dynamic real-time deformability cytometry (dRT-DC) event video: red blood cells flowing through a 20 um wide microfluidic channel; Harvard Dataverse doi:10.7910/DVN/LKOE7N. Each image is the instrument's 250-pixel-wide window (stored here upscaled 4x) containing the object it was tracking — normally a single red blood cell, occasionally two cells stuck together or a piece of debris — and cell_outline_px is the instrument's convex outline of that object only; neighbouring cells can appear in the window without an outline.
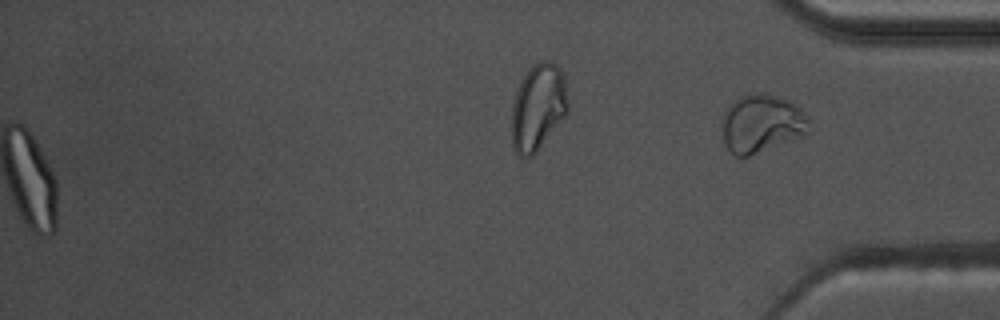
{"species": "common noctule bat (a hibernating species)", "species_latin": "Nyctalus noctula", "temperature_condition": "warm", "stored_images_in_passage": 59, "segment_of_instrument_passage": [2, 2], "camera_frame_rate_fps": 3000, "um_per_image_px": 0.085, "animal": {"sex": "male", "body_mass_g": 17.5, "forearm_length_mm": 52.3}, "frame": {"image": 1, "passage_image": 59, "time_ms": 19.333, "image_size_px": [1000, 320], "cell_outline_px": [[812, 132], [804, 136], [748, 156], [736, 156], [728, 148], [724, 140], [724, 112], [728, 104], [740, 96], [760, 92], [764, 92], [792, 100], [800, 108], [808, 120], [812, 128]], "centroid_in_image_um": [64.81, 10.47], "position_along_channel_um": 370.4, "area_um2": 29.65}}